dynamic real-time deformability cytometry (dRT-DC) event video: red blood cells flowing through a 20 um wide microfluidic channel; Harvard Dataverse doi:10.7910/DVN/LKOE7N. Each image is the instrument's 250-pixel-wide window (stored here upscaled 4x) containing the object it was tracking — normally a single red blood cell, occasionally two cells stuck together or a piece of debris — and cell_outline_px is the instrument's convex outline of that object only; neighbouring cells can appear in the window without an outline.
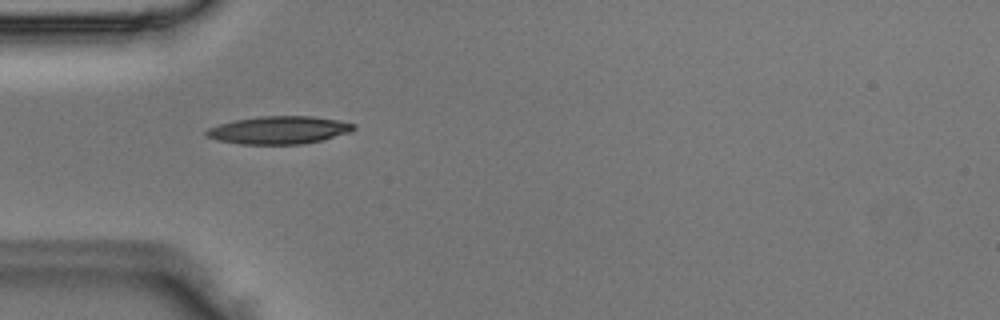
{"species": "Egyptian fruit bat (a non-hibernating species)", "species_latin": "Rousettus aegyptiacus", "temperature_condition": "room temperature", "stored_images_in_passage": 3, "camera_frame_rate_fps": 3000, "um_per_image_px": 0.085, "animal": {"sex": "male"}, "frame": {"image": 1, "passage_image": 3, "time_ms": 0.667, "image_size_px": [1000, 320], "cell_outline_px": [[356, 128], [352, 132], [324, 140], [304, 144], [240, 144], [220, 140], [204, 136], [204, 132], [208, 128], [220, 124], [236, 120], [260, 116], [312, 116], [336, 120], [356, 124]], "centroid_in_image_um": [23.75, 11.06], "position_along_channel_um": 61.2, "area_um2": 23.93}}